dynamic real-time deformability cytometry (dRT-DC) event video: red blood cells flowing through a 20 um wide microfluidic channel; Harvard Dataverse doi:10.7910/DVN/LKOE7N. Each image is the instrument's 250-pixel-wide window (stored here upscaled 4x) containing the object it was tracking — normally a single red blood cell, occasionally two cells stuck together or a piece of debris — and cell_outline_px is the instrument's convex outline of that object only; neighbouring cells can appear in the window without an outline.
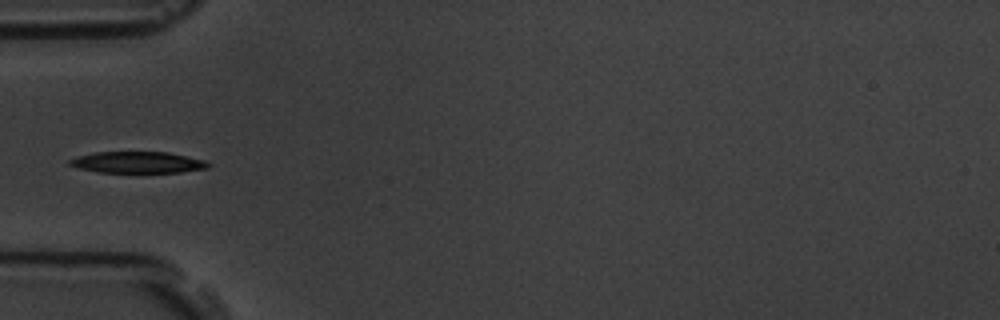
{"species": "common noctule bat (a hibernating species)", "species_latin": "Nyctalus noctula", "temperature_condition": "room temperature", "stored_images_in_passage": 5, "camera_frame_rate_fps": 3000, "um_per_image_px": 0.085, "animal": {"sex": "male", "body_mass_g": 19.5, "forearm_length_mm": 54.6}, "frame": {"image": 1, "passage_image": 5, "time_ms": 4.667, "image_size_px": [1000, 320], "cell_outline_px": [[212, 164], [208, 168], [180, 172], [96, 172], [76, 168], [68, 164], [68, 160], [80, 156], [96, 152], [168, 152], [204, 160]], "centroid_in_image_um": [11.69, 13.8], "position_along_channel_um": 73.3, "area_um2": 17.22}}